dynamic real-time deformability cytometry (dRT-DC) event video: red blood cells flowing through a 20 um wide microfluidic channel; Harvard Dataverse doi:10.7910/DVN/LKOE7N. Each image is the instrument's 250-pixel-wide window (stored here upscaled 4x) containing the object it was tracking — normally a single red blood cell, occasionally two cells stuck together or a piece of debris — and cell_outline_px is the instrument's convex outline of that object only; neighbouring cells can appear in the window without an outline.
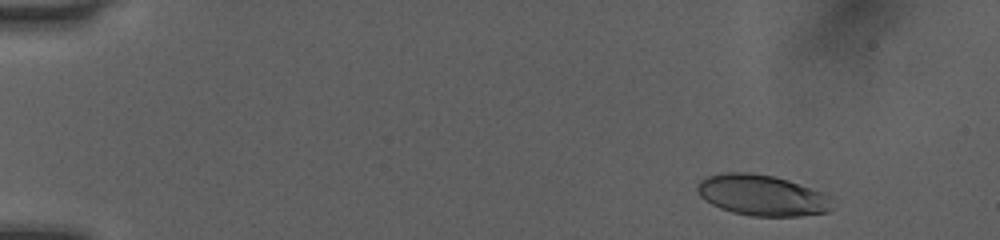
{"species": "human", "species_latin": "Homo sapiens", "temperature_condition": "room temperature", "stored_images_in_passage": 46, "camera_frame_rate_fps": 3000, "um_per_image_px": 0.085, "donor": {"sex": "female"}, "frame": {"image": 1, "passage_image": 1, "time_ms": 0.0, "image_size_px": [1000, 240], "cell_outline_px": [[832, 208], [828, 212], [800, 216], [752, 216], [732, 212], [720, 208], [704, 200], [700, 196], [696, 188], [696, 184], [700, 180], [708, 176], [724, 172], [752, 172], [772, 176], [788, 180], [832, 196]], "centroid_in_image_um": [64.76, 16.6], "position_along_channel_um": 20.2, "area_um2": 32.31}}
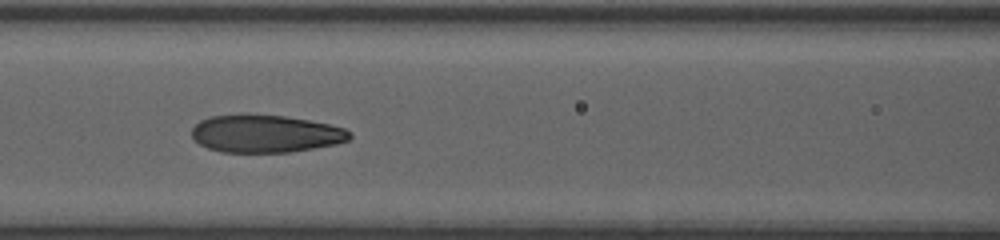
{"frame": {"image": 2, "passage_image": 19, "time_ms": 6.0, "image_size_px": [1000, 240], "cell_outline_px": [[352, 136], [348, 140], [336, 144], [288, 152], [220, 152], [208, 148], [200, 144], [192, 136], [192, 128], [200, 120], [208, 116], [244, 112], [248, 112], [284, 116], [308, 120], [328, 124], [344, 128], [352, 132]], "centroid_in_image_um": [22.53, 11.33], "position_along_channel_um": 144.1, "area_um2": 35.14}}
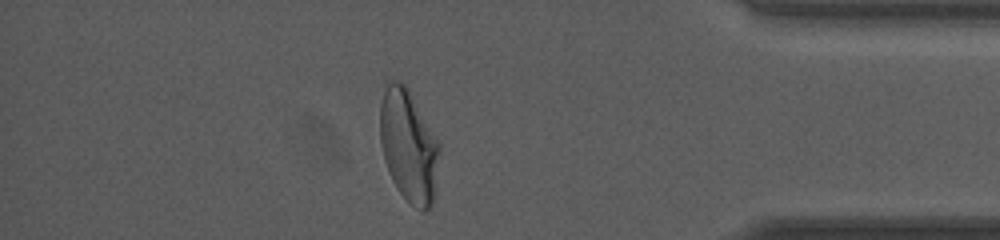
{"frame": {"image": 3, "passage_image": 40, "time_ms": 13.0, "image_size_px": [1000, 240], "cell_outline_px": [[440, 152], [436, 196], [428, 212], [424, 212], [416, 208], [396, 188], [392, 180], [384, 160], [380, 144], [380, 104], [384, 80], [400, 80], [408, 88], [440, 144]], "centroid_in_image_um": [34.73, 12.39], "position_along_channel_um": 400.5, "area_um2": 39.65}, "authors_computed_cell_mechanics": {"area_um2": 35.1424, "velocity_mm_per_s": 4.0676, "shape_relaxation_time_tau1_ms": 6.4853, "shape_relaxation_time_tau2_ms": 0.9765, "deformation_change_tau1": 0.233, "deformation_change_tau2": 0.0694}}